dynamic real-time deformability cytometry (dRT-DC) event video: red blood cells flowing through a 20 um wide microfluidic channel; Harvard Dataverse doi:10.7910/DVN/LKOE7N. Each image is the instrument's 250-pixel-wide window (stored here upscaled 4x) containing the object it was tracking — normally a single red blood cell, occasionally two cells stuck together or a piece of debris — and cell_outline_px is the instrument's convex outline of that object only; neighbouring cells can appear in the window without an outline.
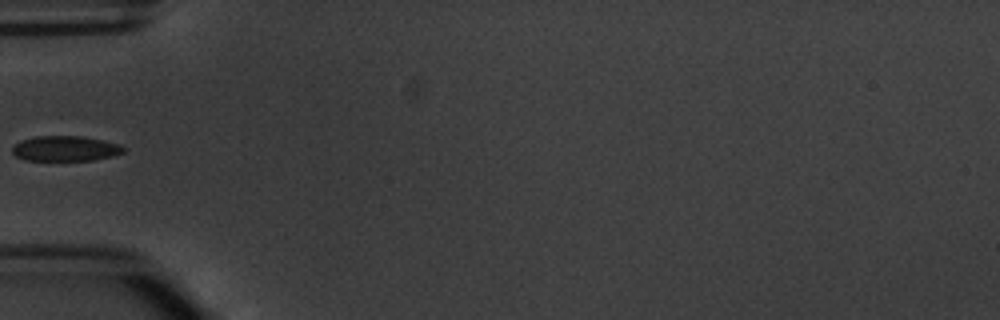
{"species": "common noctule bat (a hibernating species)", "species_latin": "Nyctalus noctula", "temperature_condition": "warm", "stored_images_in_passage": 4, "camera_frame_rate_fps": 3000, "um_per_image_px": 0.085, "animal": {"sex": "male", "body_mass_g": 20.1, "forearm_length_mm": 53.5}, "frame": {"image": 1, "passage_image": 3, "time_ms": 3.333, "image_size_px": [1000, 320], "cell_outline_px": [[124, 152], [112, 156], [92, 160], [24, 160], [16, 156], [12, 152], [12, 144], [20, 140], [36, 136], [80, 136], [104, 140], [120, 144], [124, 148]], "centroid_in_image_um": [5.52, 12.62], "position_along_channel_um": 79.5, "area_um2": 16.42}}